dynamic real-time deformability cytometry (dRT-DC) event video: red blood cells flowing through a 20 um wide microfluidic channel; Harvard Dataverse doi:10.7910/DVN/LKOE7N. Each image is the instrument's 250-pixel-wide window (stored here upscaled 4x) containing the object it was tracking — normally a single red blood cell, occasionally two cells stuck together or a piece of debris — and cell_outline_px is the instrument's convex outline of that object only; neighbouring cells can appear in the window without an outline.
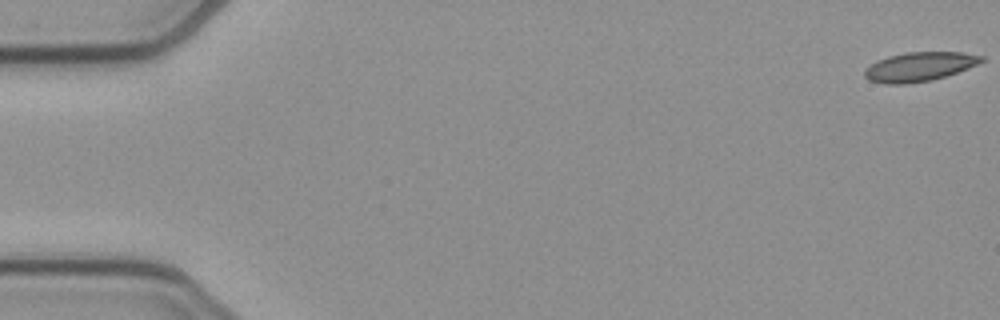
{"species": "common noctule bat (a hibernating species)", "species_latin": "Nyctalus noctula", "temperature_condition": "cold", "stored_images_in_passage": 11, "camera_frame_rate_fps": 3000, "um_per_image_px": 0.085, "animal": {"sex": "female", "body_mass_g": 21.9}, "frame": {"image": 1, "passage_image": 1, "time_ms": 0.0, "image_size_px": [1000, 320], "cell_outline_px": [[984, 60], [968, 68], [932, 80], [908, 84], [884, 84], [868, 80], [864, 76], [864, 68], [876, 60], [888, 56], [904, 52], [964, 52], [984, 56]], "centroid_in_image_um": [78.09, 5.67], "position_along_channel_um": 6.9, "area_um2": 20.0}}